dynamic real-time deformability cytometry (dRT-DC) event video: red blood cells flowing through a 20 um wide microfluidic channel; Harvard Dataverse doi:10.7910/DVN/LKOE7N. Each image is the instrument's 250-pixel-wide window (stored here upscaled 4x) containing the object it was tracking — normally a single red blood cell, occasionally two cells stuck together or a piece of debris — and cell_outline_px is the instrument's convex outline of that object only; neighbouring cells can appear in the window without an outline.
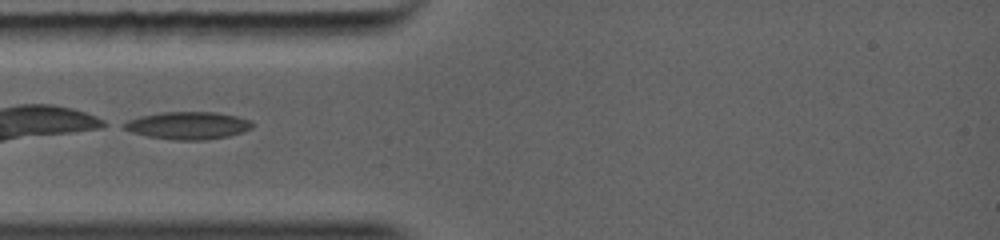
{"species": "common noctule bat (a hibernating species)", "species_latin": "Nyctalus noctula", "temperature_condition": "warm", "stored_images_in_passage": 10, "camera_frame_rate_fps": 5000, "um_per_image_px": 0.085, "animal": {"sex": "female", "body_mass_g": 19.0, "forearm_length_mm": 56.7}, "frame": {"image": 1, "passage_image": 1, "time_ms": 0.0, "image_size_px": [1000, 240], "cell_outline_px": [[252, 124], [248, 128], [240, 132], [224, 136], [200, 140], [180, 140], [152, 136], [136, 132], [124, 128], [124, 124], [132, 120], [144, 116], [164, 112], [212, 112], [232, 116], [244, 120]], "centroid_in_image_um": [15.95, 10.66], "position_along_channel_um": 69.0, "area_um2": 19.13}}
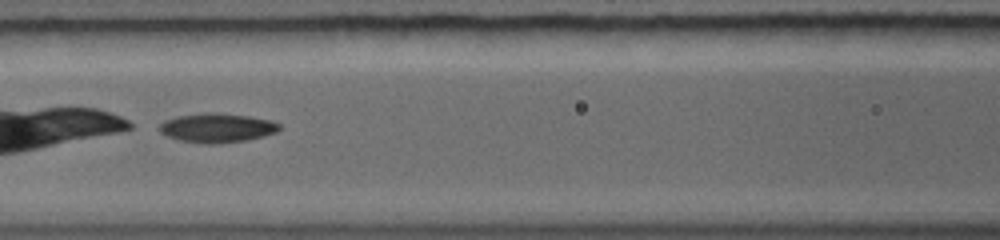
{"frame": {"image": 2, "passage_image": 5, "time_ms": 1.6, "image_size_px": [1000, 240], "cell_outline_px": [[276, 128], [272, 132], [260, 136], [240, 140], [208, 144], [184, 140], [172, 136], [164, 132], [164, 124], [168, 120], [180, 116], [240, 116], [264, 120], [276, 124]], "centroid_in_image_um": [18.44, 10.92], "position_along_channel_um": 148.2, "area_um2": 17.4}}
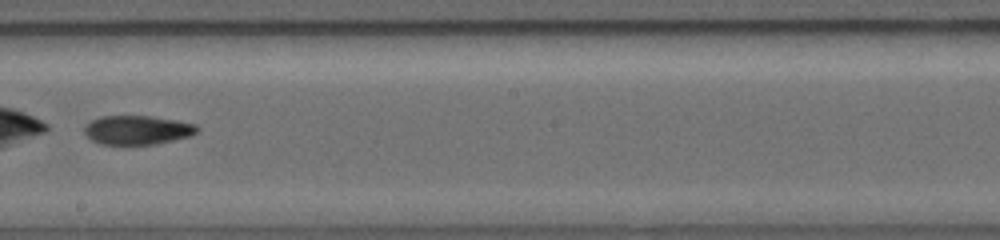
{"frame": {"image": 3, "passage_image": 9, "time_ms": 3.4, "image_size_px": [1000, 240], "cell_outline_px": [[196, 128], [192, 132], [180, 136], [148, 144], [104, 144], [88, 136], [88, 124], [104, 116], [144, 116], [188, 124]], "centroid_in_image_um": [11.52, 11.04], "position_along_channel_um": 236.7, "area_um2": 16.88}}